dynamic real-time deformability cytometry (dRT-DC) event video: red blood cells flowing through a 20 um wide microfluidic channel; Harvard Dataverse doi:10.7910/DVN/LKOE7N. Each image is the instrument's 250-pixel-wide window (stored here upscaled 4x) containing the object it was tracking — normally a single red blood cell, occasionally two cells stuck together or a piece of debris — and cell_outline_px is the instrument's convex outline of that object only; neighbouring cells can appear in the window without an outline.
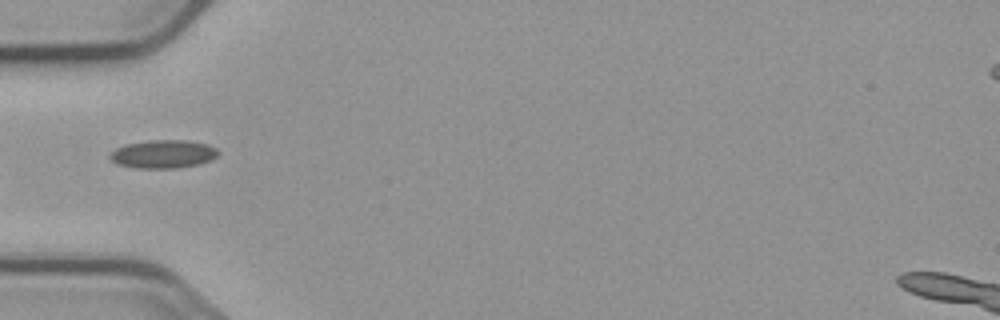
{"species": "common noctule bat (a hibernating species)", "species_latin": "Nyctalus noctula", "temperature_condition": "cold", "stored_images_in_passage": 5, "camera_frame_rate_fps": 3000, "um_per_image_px": 0.085, "animal": {"sex": "male", "body_mass_g": 23.1, "forearm_length_mm": 52.7}, "frame": {"image": 1, "passage_image": 5, "time_ms": 4.667, "image_size_px": [1000, 320], "cell_outline_px": [[220, 152], [212, 160], [200, 164], [176, 168], [136, 168], [116, 164], [108, 156], [116, 148], [124, 144], [148, 140], [188, 140], [208, 144], [216, 148]], "centroid_in_image_um": [13.88, 13.09], "position_along_channel_um": 71.1, "area_um2": 18.03}}